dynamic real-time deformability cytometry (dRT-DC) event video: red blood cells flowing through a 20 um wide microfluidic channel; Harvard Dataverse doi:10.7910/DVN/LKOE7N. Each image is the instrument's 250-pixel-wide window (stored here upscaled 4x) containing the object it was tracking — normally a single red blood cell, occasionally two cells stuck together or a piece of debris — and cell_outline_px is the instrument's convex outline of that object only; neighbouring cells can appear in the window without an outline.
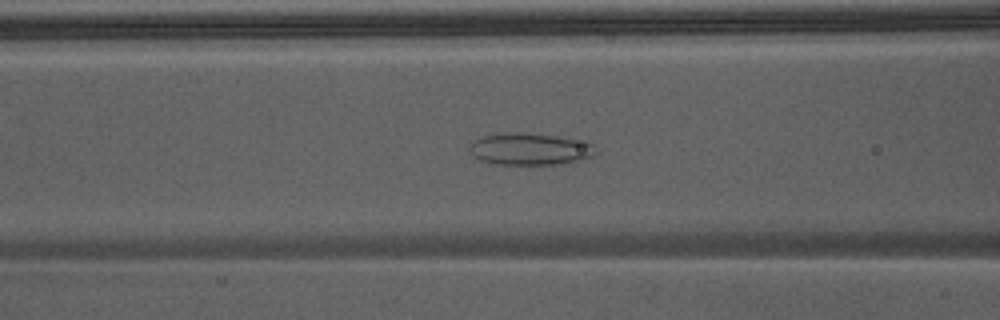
{"species": "Egyptian fruit bat (a non-hibernating species)", "species_latin": "Rousettus aegyptiacus", "temperature_condition": "warm", "stored_images_in_passage": 50, "camera_frame_rate_fps": 3000, "um_per_image_px": 0.085, "animal": {"sex": "male"}, "frame": {"image": 1, "passage_image": 22, "time_ms": 7.0, "image_size_px": [1000, 320], "cell_outline_px": [[596, 152], [592, 156], [560, 164], [496, 164], [480, 160], [468, 152], [468, 148], [480, 136], [504, 132], [524, 132], [556, 136], [592, 144]], "centroid_in_image_um": [44.95, 12.66], "position_along_channel_um": 121.7, "area_um2": 23.24}}
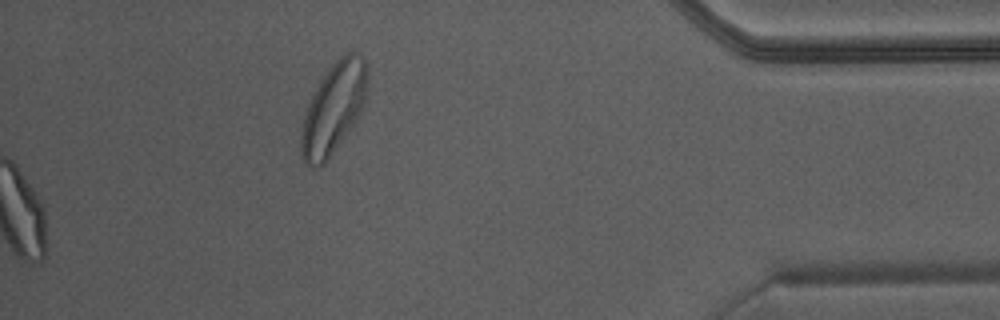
{"frame": {"image": 2, "passage_image": 50, "time_ms": 16.333, "image_size_px": [1000, 320], "cell_outline_px": [[368, 96], [356, 120], [328, 160], [320, 168], [316, 168], [308, 164], [304, 160], [300, 152], [300, 128], [308, 104], [320, 80], [328, 68], [344, 52], [356, 52], [368, 64]], "centroid_in_image_um": [28.37, 9.19], "position_along_channel_um": 406.8, "area_um2": 35.37}, "authors_computed_cell_mechanics": {"area_um2": 28.8711, "velocity_mm_per_s": 4.3414, "shape_relaxation_time_tau1_ms": null, "shape_relaxation_time_tau2_ms": 0.9276, "deformation_change_tau1": null, "deformation_change_tau2": 0.0604}}